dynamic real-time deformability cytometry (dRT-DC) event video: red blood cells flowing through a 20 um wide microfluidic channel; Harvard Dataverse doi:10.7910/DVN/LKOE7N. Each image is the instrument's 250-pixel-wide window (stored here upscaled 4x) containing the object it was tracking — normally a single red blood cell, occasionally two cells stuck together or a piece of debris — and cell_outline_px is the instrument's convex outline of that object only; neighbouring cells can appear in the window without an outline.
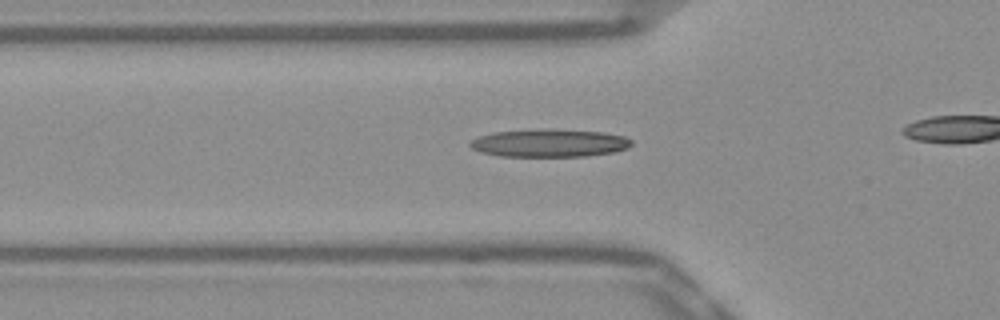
{"species": "Egyptian fruit bat (a non-hibernating species)", "species_latin": "Rousettus aegyptiacus", "temperature_condition": "warm", "stored_images_in_passage": 38, "camera_frame_rate_fps": 3000, "um_per_image_px": 0.085, "frame": {"image": 1, "passage_image": 13, "time_ms": 4.0, "image_size_px": [1000, 320], "cell_outline_px": [[632, 144], [628, 148], [616, 152], [584, 156], [500, 156], [480, 152], [472, 148], [468, 144], [472, 140], [480, 136], [492, 132], [548, 128], [604, 132], [624, 136], [632, 140]], "centroid_in_image_um": [46.72, 12.15], "position_along_channel_um": 79.1, "area_um2": 26.41}}
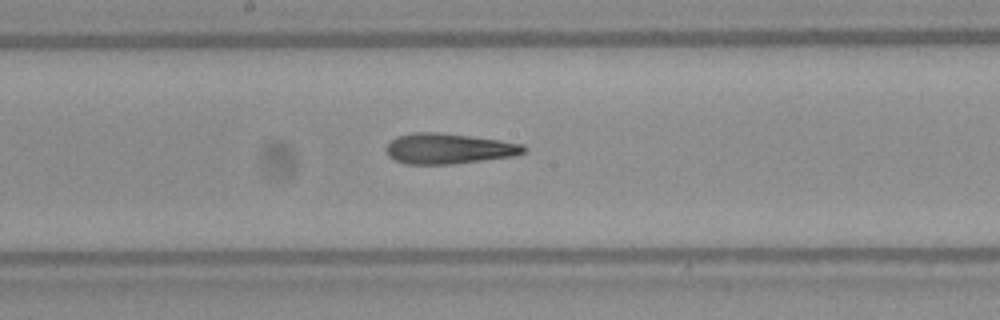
{"frame": {"image": 2, "passage_image": 23, "time_ms": 7.333, "image_size_px": [1000, 320], "cell_outline_px": [[528, 148], [524, 152], [512, 156], [452, 164], [408, 164], [396, 160], [388, 156], [384, 148], [396, 136], [412, 132], [436, 132], [500, 140], [524, 144]], "centroid_in_image_um": [38.11, 12.63], "position_along_channel_um": 210.1, "area_um2": 24.33}}
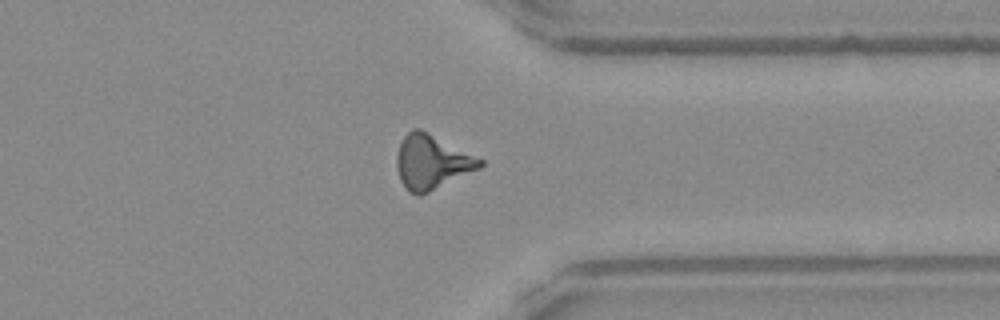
{"frame": {"image": 3, "passage_image": 36, "time_ms": 11.667, "image_size_px": [1000, 320], "cell_outline_px": [[484, 164], [480, 168], [420, 196], [408, 192], [400, 180], [396, 168], [396, 156], [400, 144], [404, 136], [412, 128], [420, 128], [484, 160]], "centroid_in_image_um": [36.67, 13.77], "position_along_channel_um": 374.7, "area_um2": 26.3}}